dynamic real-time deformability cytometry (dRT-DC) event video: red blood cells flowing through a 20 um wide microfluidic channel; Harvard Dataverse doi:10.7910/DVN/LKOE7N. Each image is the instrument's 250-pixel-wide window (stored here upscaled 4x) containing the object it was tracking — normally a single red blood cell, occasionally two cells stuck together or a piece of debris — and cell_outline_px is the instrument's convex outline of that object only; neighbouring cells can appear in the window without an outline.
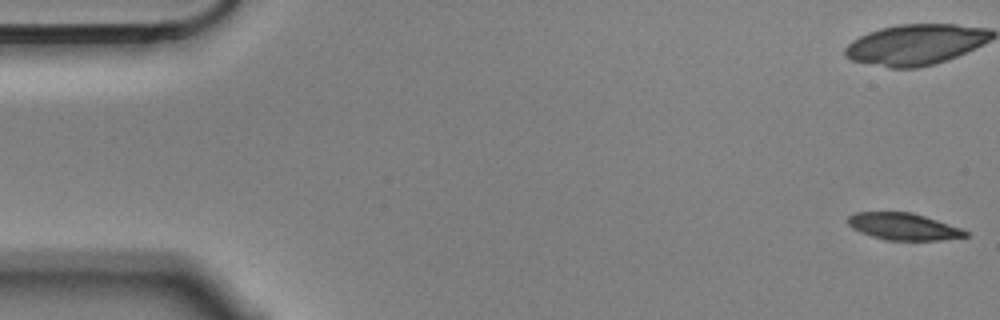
{"species": "Egyptian fruit bat (a non-hibernating species)", "species_latin": "Rousettus aegyptiacus", "temperature_condition": "cold", "stored_images_in_passage": 4, "camera_frame_rate_fps": 3000, "um_per_image_px": 0.085, "animal": {"sex": "male"}, "frame": {"image": 1, "passage_image": 1, "time_ms": 0.0, "image_size_px": [1000, 320], "cell_outline_px": [[968, 236], [940, 240], [888, 240], [872, 236], [860, 232], [852, 228], [848, 224], [848, 216], [856, 212], [912, 212], [960, 228], [968, 232]], "centroid_in_image_um": [76.76, 19.25], "position_along_channel_um": 8.2, "area_um2": 18.21}}